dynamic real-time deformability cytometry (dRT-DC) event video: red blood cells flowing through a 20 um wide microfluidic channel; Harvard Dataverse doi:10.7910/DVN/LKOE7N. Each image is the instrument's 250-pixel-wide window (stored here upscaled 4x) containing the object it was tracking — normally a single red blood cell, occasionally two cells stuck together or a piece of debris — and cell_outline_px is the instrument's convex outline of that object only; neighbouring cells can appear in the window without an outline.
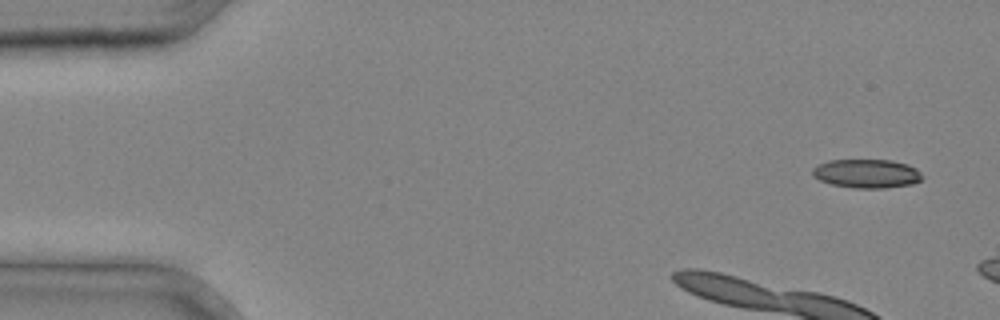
{"species": "common noctule bat (a hibernating species)", "species_latin": "Nyctalus noctula", "temperature_condition": "cold", "stored_images_in_passage": 5, "camera_frame_rate_fps": 3000, "um_per_image_px": 0.085, "animal": {"sex": "male", "body_mass_g": 20.4}, "frame": {"image": 1, "passage_image": 1, "time_ms": 0.0, "image_size_px": [1000, 320], "cell_outline_px": [[924, 176], [920, 180], [912, 184], [884, 188], [856, 188], [832, 184], [820, 180], [812, 176], [812, 168], [828, 160], [892, 160], [908, 164], [916, 168]], "centroid_in_image_um": [73.68, 14.75], "position_along_channel_um": 11.3, "area_um2": 18.44}}